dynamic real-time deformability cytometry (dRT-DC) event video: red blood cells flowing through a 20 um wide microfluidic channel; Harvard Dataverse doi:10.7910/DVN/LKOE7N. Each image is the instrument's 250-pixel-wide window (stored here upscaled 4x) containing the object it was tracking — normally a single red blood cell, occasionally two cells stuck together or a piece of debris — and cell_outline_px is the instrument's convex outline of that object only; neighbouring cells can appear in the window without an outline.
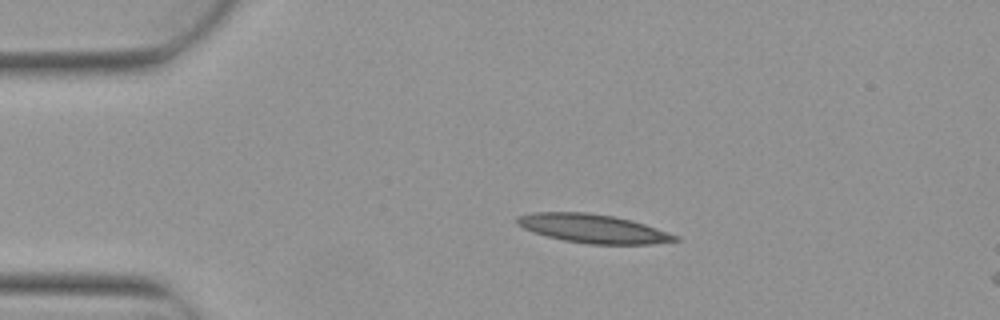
{"species": "Egyptian fruit bat (a non-hibernating species)", "species_latin": "Rousettus aegyptiacus", "temperature_condition": "warm", "stored_images_in_passage": 2, "camera_frame_rate_fps": 3000, "um_per_image_px": 0.085, "animal": {"sex": "female"}, "frame": {"image": 1, "passage_image": 1, "time_ms": 0.0, "image_size_px": [1000, 320], "cell_outline_px": [[680, 240], [652, 244], [588, 244], [564, 240], [532, 232], [516, 224], [516, 216], [532, 212], [584, 212], [612, 216], [632, 220], [680, 236]], "centroid_in_image_um": [50.4, 19.43], "position_along_channel_um": 34.6, "area_um2": 26.41}}